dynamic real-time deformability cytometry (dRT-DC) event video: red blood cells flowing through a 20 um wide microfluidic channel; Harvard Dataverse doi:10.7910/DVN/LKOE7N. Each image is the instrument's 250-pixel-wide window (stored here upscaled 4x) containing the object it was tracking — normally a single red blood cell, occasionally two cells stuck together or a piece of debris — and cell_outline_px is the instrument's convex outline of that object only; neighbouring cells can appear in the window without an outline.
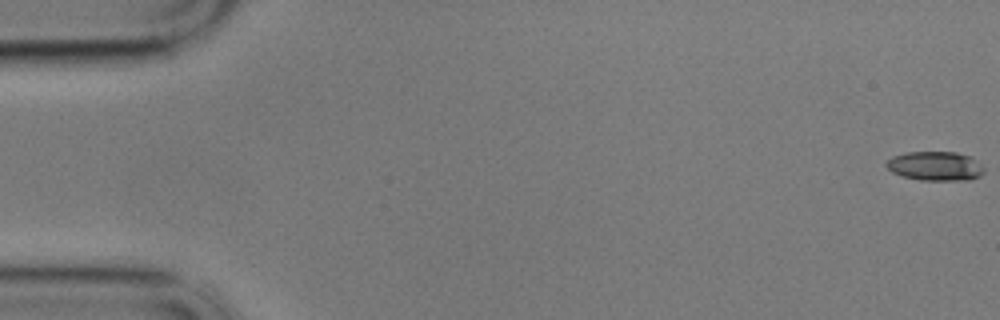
{"species": "common noctule bat (a hibernating species)", "species_latin": "Nyctalus noctula", "temperature_condition": "cold", "stored_images_in_passage": 54, "camera_frame_rate_fps": 3000, "um_per_image_px": 0.085, "animal": {"sex": "male", "body_mass_g": 17.9}, "frame": {"image": 1, "passage_image": 1, "time_ms": 0.0, "image_size_px": [1000, 320], "cell_outline_px": [[984, 172], [980, 176], [968, 180], [920, 180], [904, 176], [892, 172], [884, 164], [892, 156], [908, 152], [956, 152], [972, 156], [984, 168]], "centroid_in_image_um": [79.52, 14.11], "position_along_channel_um": 5.5, "area_um2": 16.65}}
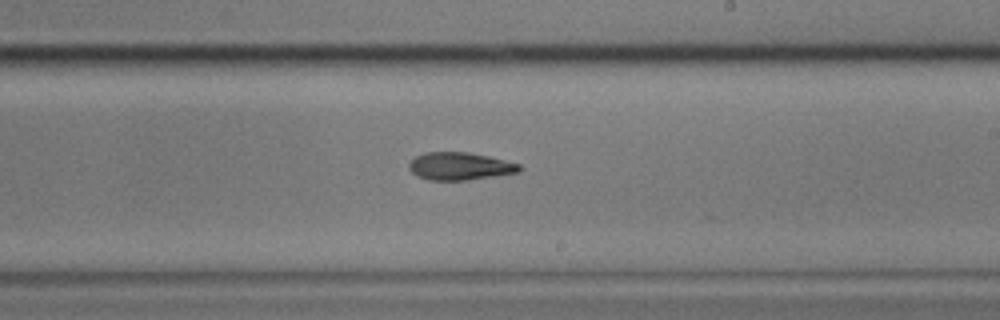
{"frame": {"image": 2, "passage_image": 35, "time_ms": 11.333, "image_size_px": [1000, 320], "cell_outline_px": [[524, 168], [520, 172], [468, 180], [428, 180], [416, 176], [408, 168], [408, 164], [416, 156], [424, 152], [468, 152], [488, 156], [520, 164]], "centroid_in_image_um": [39.09, 14.13], "position_along_channel_um": 249.9, "area_um2": 17.92}}
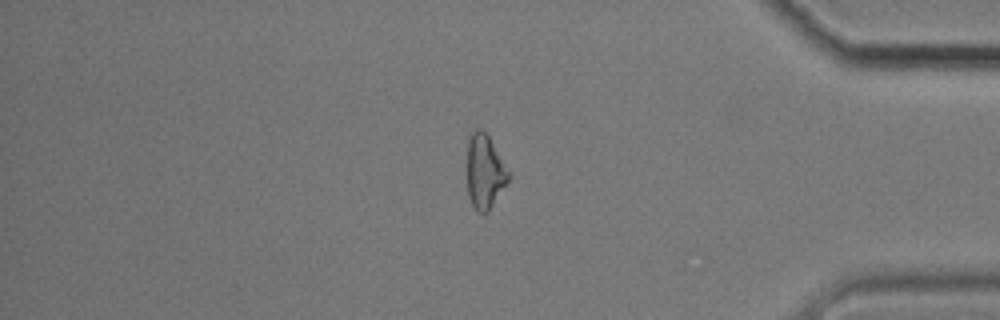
{"frame": {"image": 3, "passage_image": 50, "time_ms": 16.333, "image_size_px": [1000, 320], "cell_outline_px": [[512, 176], [508, 184], [488, 212], [476, 212], [468, 196], [468, 136], [476, 128], [480, 128], [488, 136]], "centroid_in_image_um": [41.23, 14.62], "position_along_channel_um": 394.0, "area_um2": 17.98}}